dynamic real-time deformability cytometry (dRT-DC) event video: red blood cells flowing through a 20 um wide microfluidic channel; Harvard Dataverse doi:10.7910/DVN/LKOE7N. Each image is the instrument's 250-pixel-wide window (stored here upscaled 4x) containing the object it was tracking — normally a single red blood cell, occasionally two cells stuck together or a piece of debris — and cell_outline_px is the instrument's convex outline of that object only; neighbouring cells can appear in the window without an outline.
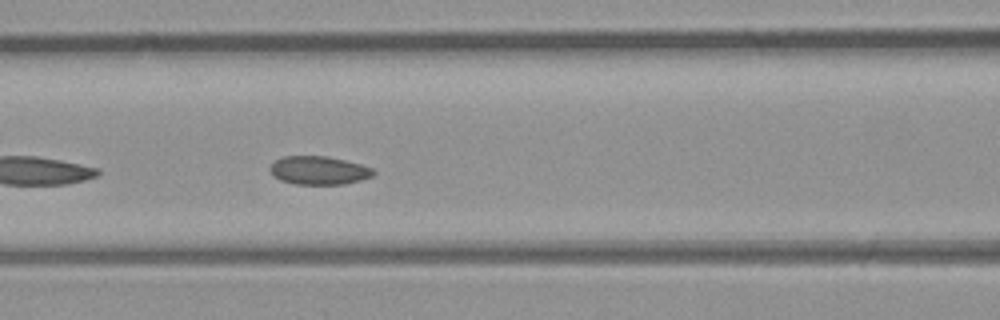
{"species": "common noctule bat (a hibernating species)", "species_latin": "Nyctalus noctula", "temperature_condition": "room temperature", "stored_images_in_passage": 38, "camera_frame_rate_fps": 3000, "um_per_image_px": 0.085, "animal": {"sex": "male", "body_mass_g": 23.1, "forearm_length_mm": 52.7}, "frame": {"image": 1, "passage_image": 22, "time_ms": 7.0, "image_size_px": [1000, 320], "cell_outline_px": [[376, 172], [372, 176], [360, 180], [344, 184], [296, 184], [280, 180], [272, 176], [268, 168], [276, 160], [284, 156], [328, 156], [360, 164], [372, 168]], "centroid_in_image_um": [27.07, 14.48], "position_along_channel_um": 139.5, "area_um2": 17.11}, "authors_computed_cell_mechanics": {"area_um2": 18.4671, "velocity_mm_per_s": 4.2948, "shape_relaxation_time_tau1_ms": null, "shape_relaxation_time_tau2_ms": 8.8363, "deformation_change_tau1": null, "deformation_change_tau2": 0.1322}}